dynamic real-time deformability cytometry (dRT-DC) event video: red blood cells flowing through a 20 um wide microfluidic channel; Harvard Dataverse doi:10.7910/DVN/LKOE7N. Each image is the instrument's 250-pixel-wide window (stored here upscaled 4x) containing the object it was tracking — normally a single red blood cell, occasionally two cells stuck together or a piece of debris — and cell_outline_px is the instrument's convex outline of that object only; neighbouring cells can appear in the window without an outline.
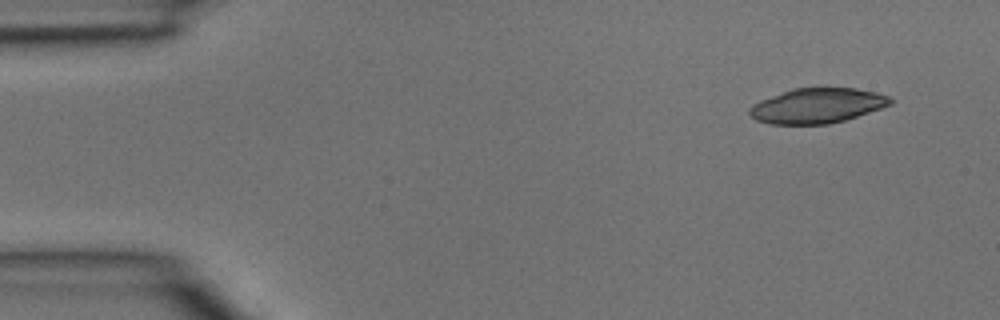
{"species": "common noctule bat (a hibernating species)", "species_latin": "Nyctalus noctula", "temperature_condition": "room temperature", "stored_images_in_passage": 4, "camera_frame_rate_fps": 3000, "um_per_image_px": 0.085, "animal": {"sex": "male", "body_mass_g": 15.6}, "frame": {"image": 1, "passage_image": 1, "time_ms": 0.0, "image_size_px": [1000, 320], "cell_outline_px": [[892, 104], [844, 120], [828, 124], [772, 124], [756, 120], [748, 112], [748, 108], [752, 104], [760, 100], [792, 88], [856, 88], [876, 92], [888, 96], [892, 100]], "centroid_in_image_um": [69.43, 8.98], "position_along_channel_um": 15.6, "area_um2": 28.55}}
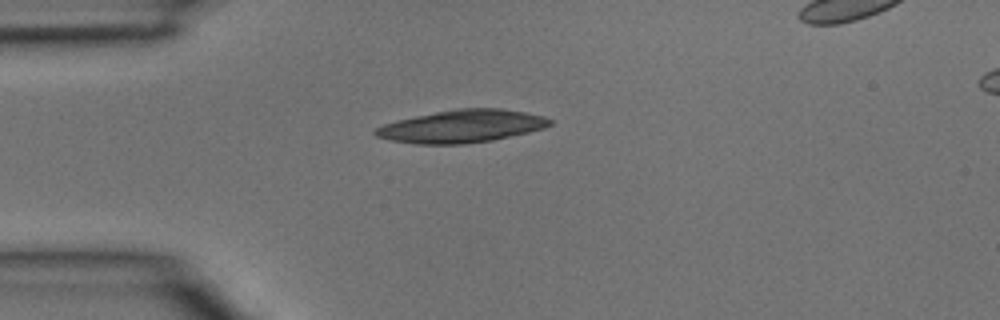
{"frame": {"image": 2, "passage_image": 3, "time_ms": 0.667, "image_size_px": [1000, 320], "cell_outline_px": [[552, 124], [544, 128], [528, 132], [492, 140], [464, 144], [416, 144], [388, 140], [376, 136], [372, 132], [376, 128], [384, 124], [396, 120], [456, 108], [500, 108], [524, 112], [544, 116], [552, 120]], "centroid_in_image_um": [39.23, 10.73], "position_along_channel_um": 45.8, "area_um2": 33.18}}